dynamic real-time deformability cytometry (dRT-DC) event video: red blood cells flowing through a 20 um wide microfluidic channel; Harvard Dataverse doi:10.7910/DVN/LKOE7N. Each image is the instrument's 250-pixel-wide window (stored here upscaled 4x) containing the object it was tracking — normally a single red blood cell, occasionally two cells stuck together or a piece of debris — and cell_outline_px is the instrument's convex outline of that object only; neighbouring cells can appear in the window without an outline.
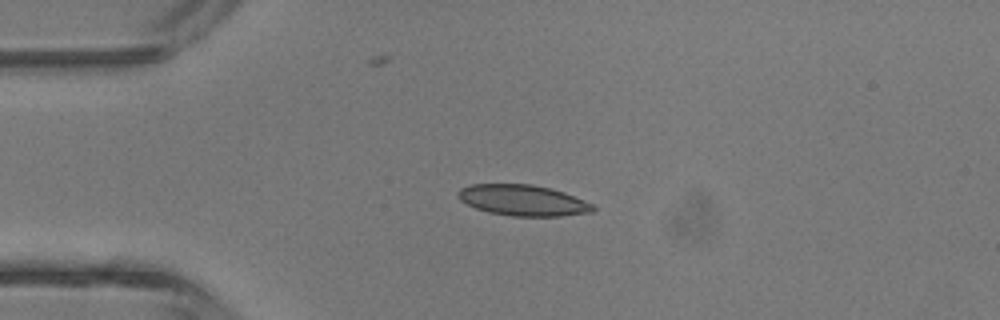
{"species": "common noctule bat (a hibernating species)", "species_latin": "Nyctalus noctula", "temperature_condition": "room temperature", "stored_images_in_passage": 4, "camera_frame_rate_fps": 3000, "um_per_image_px": 0.085, "animal": {"sex": "male", "body_mass_g": 13.3}, "frame": {"image": 1, "passage_image": 3, "time_ms": 3.0, "image_size_px": [1000, 320], "cell_outline_px": [[596, 208], [592, 212], [560, 216], [512, 216], [488, 212], [476, 208], [460, 200], [456, 196], [456, 192], [460, 188], [472, 184], [532, 184], [552, 188], [564, 192], [592, 204]], "centroid_in_image_um": [44.42, 17.02], "position_along_channel_um": 40.6, "area_um2": 24.33}}
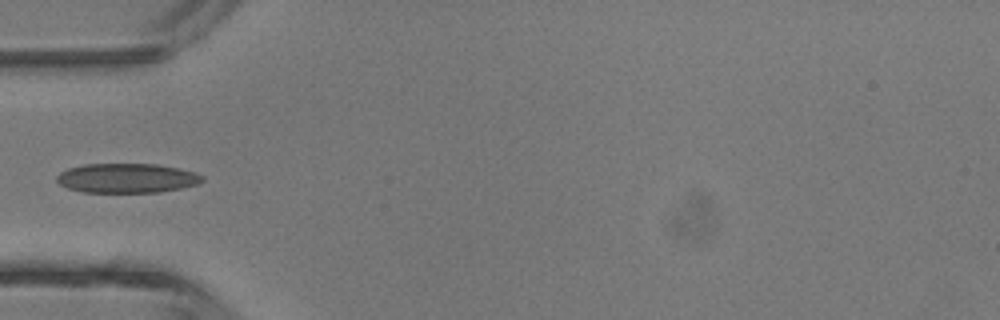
{"frame": {"image": 2, "passage_image": 4, "time_ms": 4.333, "image_size_px": [1000, 320], "cell_outline_px": [[204, 180], [200, 184], [160, 192], [84, 192], [68, 188], [60, 184], [56, 180], [56, 176], [60, 172], [68, 168], [84, 164], [156, 164], [180, 168], [196, 172], [204, 176]], "centroid_in_image_um": [10.82, 15.13], "position_along_channel_um": 74.2, "area_um2": 25.14}}